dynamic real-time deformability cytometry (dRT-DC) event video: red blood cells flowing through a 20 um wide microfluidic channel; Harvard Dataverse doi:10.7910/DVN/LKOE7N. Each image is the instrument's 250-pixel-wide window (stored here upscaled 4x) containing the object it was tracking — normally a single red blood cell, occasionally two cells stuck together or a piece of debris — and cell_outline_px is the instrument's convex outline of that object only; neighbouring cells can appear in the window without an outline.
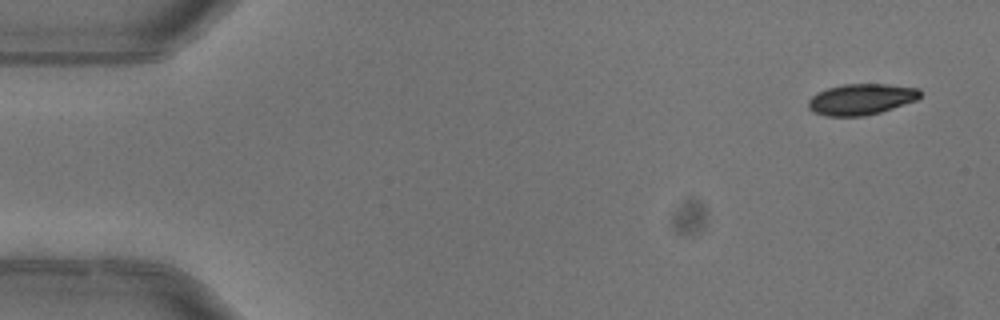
{"species": "common noctule bat (a hibernating species)", "species_latin": "Nyctalus noctula", "temperature_condition": "warm", "stored_images_in_passage": 4, "camera_frame_rate_fps": 3000, "um_per_image_px": 0.085, "animal": {"sex": "female"}, "frame": {"image": 1, "passage_image": 1, "time_ms": 0.0, "image_size_px": [1000, 320], "cell_outline_px": [[920, 96], [916, 100], [880, 112], [864, 116], [828, 116], [812, 112], [808, 108], [808, 100], [816, 92], [828, 88], [844, 84], [888, 84], [920, 88]], "centroid_in_image_um": [73.17, 8.43], "position_along_channel_um": 11.8, "area_um2": 20.23}}
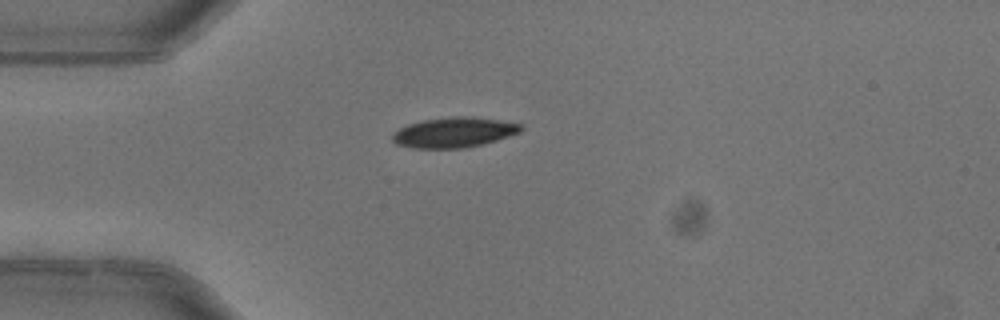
{"frame": {"image": 2, "passage_image": 4, "time_ms": 1.0, "image_size_px": [1000, 320], "cell_outline_px": [[524, 128], [520, 132], [484, 144], [464, 148], [412, 148], [396, 144], [392, 140], [392, 132], [408, 124], [424, 120], [452, 116], [472, 116], [524, 124]], "centroid_in_image_um": [38.59, 11.25], "position_along_channel_um": 46.4, "area_um2": 22.72}}